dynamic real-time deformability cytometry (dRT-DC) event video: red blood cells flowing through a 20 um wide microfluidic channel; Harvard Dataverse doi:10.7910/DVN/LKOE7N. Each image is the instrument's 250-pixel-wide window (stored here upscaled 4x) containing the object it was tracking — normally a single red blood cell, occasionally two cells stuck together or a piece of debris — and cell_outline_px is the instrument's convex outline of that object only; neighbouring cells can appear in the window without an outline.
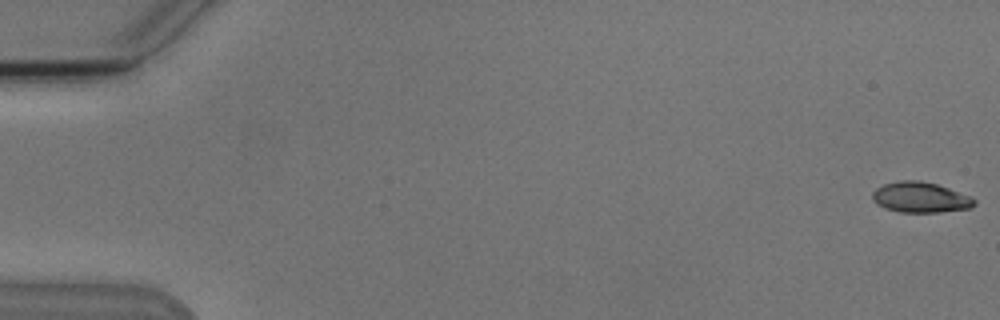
{"species": "Egyptian fruit bat (a non-hibernating species)", "species_latin": "Rousettus aegyptiacus", "temperature_condition": "cold", "stored_images_in_passage": 9, "camera_frame_rate_fps": 3000, "um_per_image_px": 0.085, "animal": {"sex": "male"}, "frame": {"image": 1, "passage_image": 1, "time_ms": 0.0, "image_size_px": [1000, 320], "cell_outline_px": [[976, 204], [972, 208], [940, 212], [900, 212], [884, 208], [876, 204], [872, 200], [872, 192], [876, 188], [884, 184], [900, 180], [920, 180], [936, 184], [972, 196], [976, 200]], "centroid_in_image_um": [78.24, 16.78], "position_along_channel_um": 6.8, "area_um2": 18.32}}
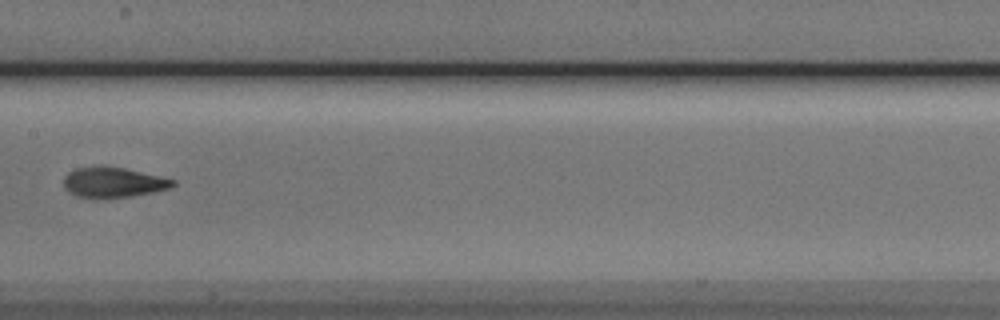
{"frame": {"image": 2, "passage_image": 8, "time_ms": 9.333, "image_size_px": [1000, 320], "cell_outline_px": [[176, 184], [172, 188], [156, 192], [132, 196], [96, 200], [76, 196], [68, 192], [64, 188], [64, 176], [68, 172], [76, 168], [96, 164], [104, 164], [124, 168], [176, 180]], "centroid_in_image_um": [9.59, 15.5], "position_along_channel_um": 197.8, "area_um2": 20.11}}
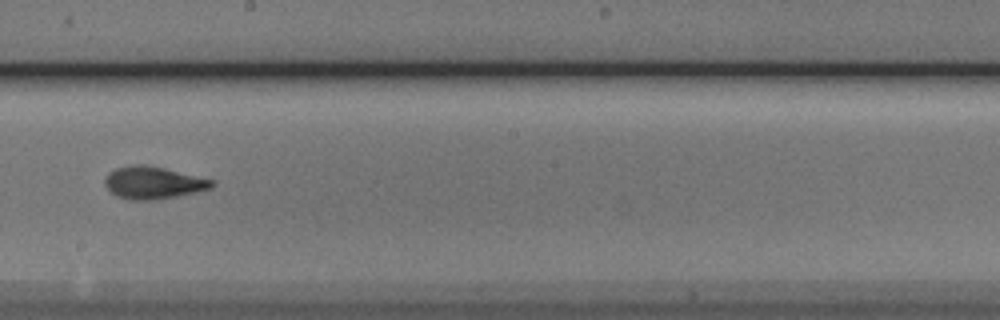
{"frame": {"image": 3, "passage_image": 9, "time_ms": 10.333, "image_size_px": [1000, 320], "cell_outline_px": [[216, 184], [212, 188], [196, 192], [156, 200], [132, 200], [116, 196], [104, 184], [104, 180], [108, 172], [116, 168], [132, 164], [144, 164], [164, 168], [216, 180]], "centroid_in_image_um": [13.04, 15.52], "position_along_channel_um": 235.2, "area_um2": 20.35}}